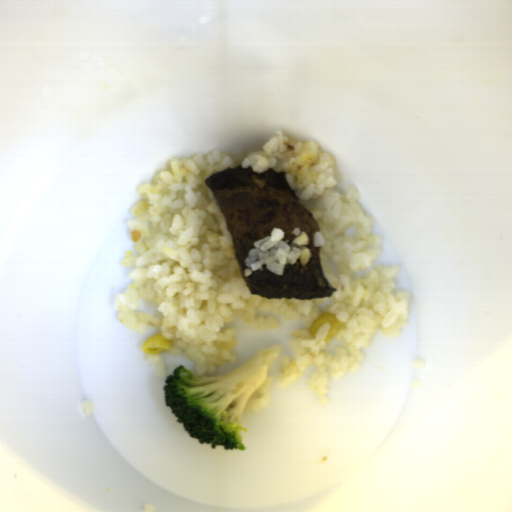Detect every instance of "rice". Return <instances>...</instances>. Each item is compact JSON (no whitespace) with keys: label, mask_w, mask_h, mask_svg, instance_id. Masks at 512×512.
I'll use <instances>...</instances> for the list:
<instances>
[{"label":"rice","mask_w":512,"mask_h":512,"mask_svg":"<svg viewBox=\"0 0 512 512\" xmlns=\"http://www.w3.org/2000/svg\"><path fill=\"white\" fill-rule=\"evenodd\" d=\"M249 166L256 173L272 168L285 171L289 185L320 229L313 240L321 249V267L337 290L330 299L262 298L249 294L241 277L226 231L225 218L204 180L228 167ZM139 200L127 222L133 249L122 266L132 267V284L116 296L118 320L134 332L147 327L170 340L163 350L194 362L196 376H213L237 354L221 345L237 333L226 328L242 319L256 330L278 328L274 317L301 320L291 329L279 364V389L289 387L311 365L309 391L318 402L330 404V383L362 367L364 348L376 330L399 337L410 319V295L396 292L400 269L375 266L364 279L357 271L372 268L382 252L381 235L372 233V218L361 208L357 187L339 188L336 164L315 139L297 142L277 132L261 149L172 157L151 181L138 186ZM336 315L342 328L324 342L330 323L316 338L309 334L315 318Z\"/></svg>","instance_id":"1"},{"label":"rice","mask_w":512,"mask_h":512,"mask_svg":"<svg viewBox=\"0 0 512 512\" xmlns=\"http://www.w3.org/2000/svg\"><path fill=\"white\" fill-rule=\"evenodd\" d=\"M292 234L295 238L289 243V239L284 240L285 231L273 227L270 235L254 241V248L248 250L244 259L246 268L243 276L249 277L255 271H264L263 265L268 272L280 276L284 274L286 264L294 265L299 260L302 267L307 265L312 256V251L307 248L310 237L306 231L297 227L292 230Z\"/></svg>","instance_id":"2"},{"label":"rice","mask_w":512,"mask_h":512,"mask_svg":"<svg viewBox=\"0 0 512 512\" xmlns=\"http://www.w3.org/2000/svg\"><path fill=\"white\" fill-rule=\"evenodd\" d=\"M273 381V376H267L263 384L246 401L243 410L255 412L261 408L269 406L271 402Z\"/></svg>","instance_id":"3"},{"label":"rice","mask_w":512,"mask_h":512,"mask_svg":"<svg viewBox=\"0 0 512 512\" xmlns=\"http://www.w3.org/2000/svg\"><path fill=\"white\" fill-rule=\"evenodd\" d=\"M145 359L149 362V364L153 367L154 372L157 377H164L167 372L165 361L161 354H150L148 353Z\"/></svg>","instance_id":"4"}]
</instances>
